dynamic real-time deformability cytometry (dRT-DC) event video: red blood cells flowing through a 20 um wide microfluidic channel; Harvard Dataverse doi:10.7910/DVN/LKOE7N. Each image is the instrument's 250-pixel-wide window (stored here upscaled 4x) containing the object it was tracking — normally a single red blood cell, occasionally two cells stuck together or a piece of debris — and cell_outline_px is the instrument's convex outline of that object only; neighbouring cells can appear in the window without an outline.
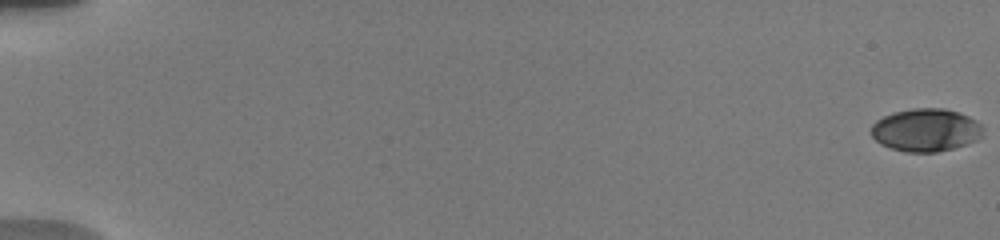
{"species": "human", "species_latin": "Homo sapiens", "temperature_condition": "warm", "stored_images_in_passage": 12, "camera_frame_rate_fps": 3000, "um_per_image_px": 0.085, "donor": {"sex": "male"}, "frame": {"image": 1, "passage_image": 1, "time_ms": 0.0, "image_size_px": [1000, 240], "cell_outline_px": [[984, 136], [976, 140], [952, 148], [936, 152], [904, 152], [880, 144], [872, 136], [872, 124], [876, 120], [892, 112], [912, 108], [944, 108], [960, 112], [976, 120], [984, 128]], "centroid_in_image_um": [78.71, 11.04], "position_along_channel_um": 6.3, "area_um2": 28.09}}
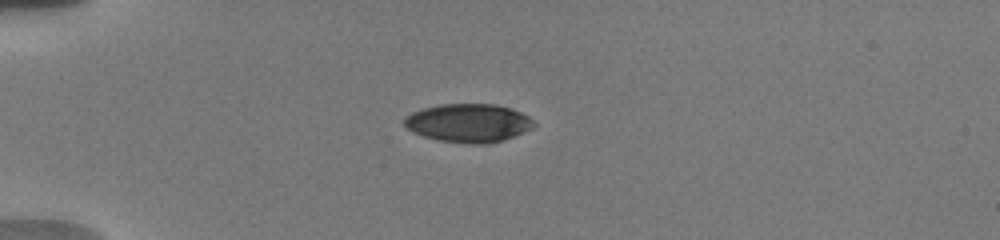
{"frame": {"image": 2, "passage_image": 9, "time_ms": 5.333, "image_size_px": [1000, 240], "cell_outline_px": [[536, 124], [532, 128], [524, 132], [504, 140], [484, 144], [468, 144], [440, 140], [424, 136], [412, 132], [404, 128], [404, 116], [412, 112], [424, 108], [440, 104], [496, 104], [512, 108], [528, 116]], "centroid_in_image_um": [39.8, 10.45], "position_along_channel_um": 45.2, "area_um2": 29.19}}
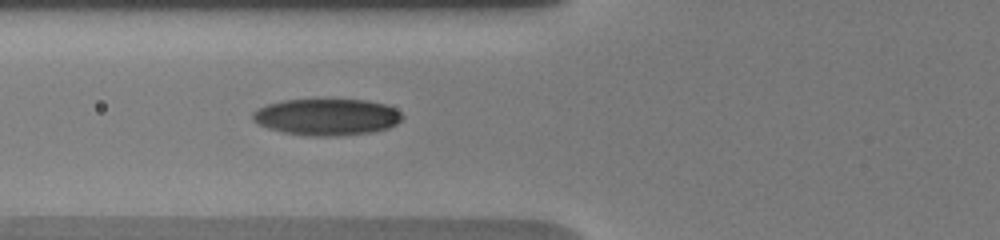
{"frame": {"image": 3, "passage_image": 12, "time_ms": 7.667, "image_size_px": [1000, 240], "cell_outline_px": [[404, 116], [396, 124], [388, 128], [372, 132], [336, 136], [312, 136], [284, 132], [268, 128], [252, 120], [252, 112], [256, 108], [280, 100], [368, 100], [384, 104], [400, 112]], "centroid_in_image_um": [27.75, 9.94], "position_along_channel_um": 98.0, "area_um2": 31.79}}